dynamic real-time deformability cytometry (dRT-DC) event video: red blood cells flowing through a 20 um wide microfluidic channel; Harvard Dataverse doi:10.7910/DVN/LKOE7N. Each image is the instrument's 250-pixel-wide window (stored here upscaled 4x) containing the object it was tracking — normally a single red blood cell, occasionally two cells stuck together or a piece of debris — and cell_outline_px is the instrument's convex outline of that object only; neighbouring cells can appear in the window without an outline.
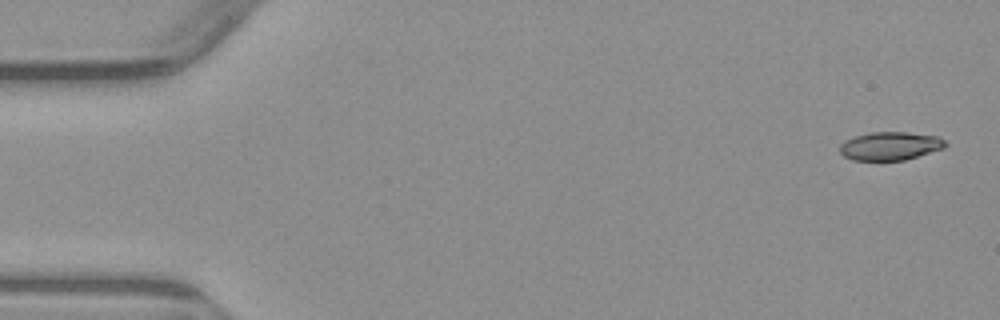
{"species": "common noctule bat (a hibernating species)", "species_latin": "Nyctalus noctula", "temperature_condition": "warm", "stored_images_in_passage": 6, "camera_frame_rate_fps": 3000, "um_per_image_px": 0.085, "animal": {"sex": "male", "body_mass_g": 23.1, "forearm_length_mm": 52.7}, "frame": {"image": 1, "passage_image": 1, "time_ms": 0.0, "image_size_px": [1000, 320], "cell_outline_px": [[948, 144], [944, 148], [904, 160], [852, 160], [844, 156], [840, 152], [840, 144], [844, 140], [856, 136], [872, 132], [908, 132], [936, 136], [944, 140]], "centroid_in_image_um": [75.65, 12.41], "position_along_channel_um": 9.3, "area_um2": 17.34}}
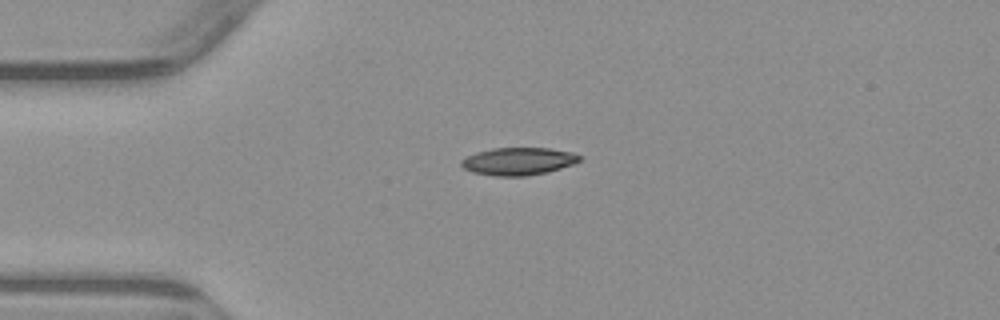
{"frame": {"image": 2, "passage_image": 4, "time_ms": 3.667, "image_size_px": [1000, 320], "cell_outline_px": [[580, 160], [572, 164], [548, 172], [524, 176], [496, 176], [472, 172], [464, 168], [460, 164], [460, 160], [476, 152], [492, 148], [548, 148], [572, 152], [580, 156]], "centroid_in_image_um": [44.03, 13.71], "position_along_channel_um": 41.0, "area_um2": 18.9}}
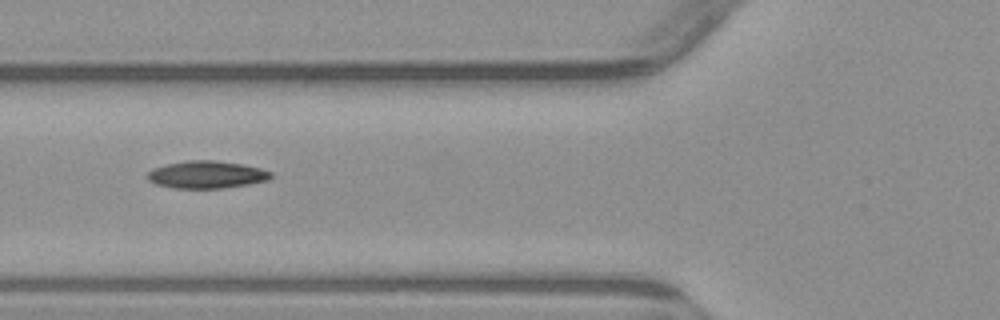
{"frame": {"image": 3, "passage_image": 6, "time_ms": 6.0, "image_size_px": [1000, 320], "cell_outline_px": [[272, 176], [268, 180], [248, 184], [224, 188], [172, 188], [156, 184], [148, 180], [148, 172], [152, 168], [168, 164], [188, 160], [216, 160], [244, 164], [260, 168], [272, 172]], "centroid_in_image_um": [17.57, 14.84], "position_along_channel_um": 108.2, "area_um2": 19.77}}